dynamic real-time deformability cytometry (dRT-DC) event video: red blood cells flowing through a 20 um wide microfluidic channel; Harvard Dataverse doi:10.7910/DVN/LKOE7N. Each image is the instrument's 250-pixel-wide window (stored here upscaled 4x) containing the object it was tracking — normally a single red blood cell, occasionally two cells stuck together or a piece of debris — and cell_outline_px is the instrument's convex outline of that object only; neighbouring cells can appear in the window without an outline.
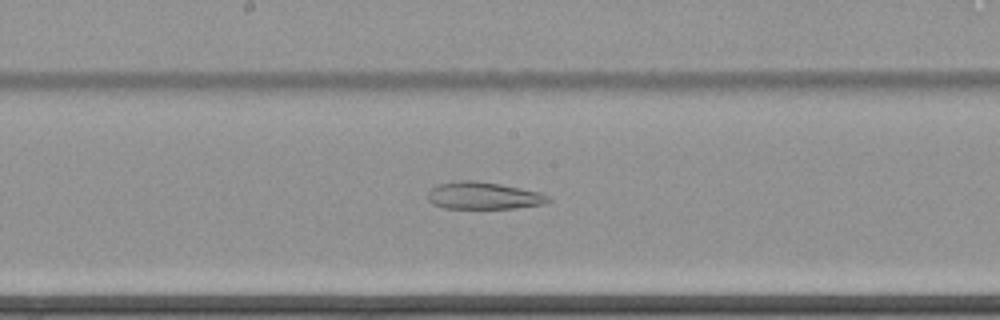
{"species": "common noctule bat (a hibernating species)", "species_latin": "Nyctalus noctula", "temperature_condition": "cold", "stored_images_in_passage": 65, "camera_frame_rate_fps": 3000, "um_per_image_px": 0.085, "animal": {"sex": "female", "body_mass_g": 22.7, "forearm_length_mm": 54.2}, "frame": {"image": 1, "passage_image": 38, "time_ms": 12.333, "image_size_px": [1000, 320], "cell_outline_px": [[552, 200], [544, 204], [516, 208], [444, 208], [432, 204], [428, 200], [428, 192], [436, 184], [456, 180], [476, 180], [500, 184], [540, 192], [548, 196]], "centroid_in_image_um": [41.07, 16.62], "position_along_channel_um": 207.1, "area_um2": 19.25}}
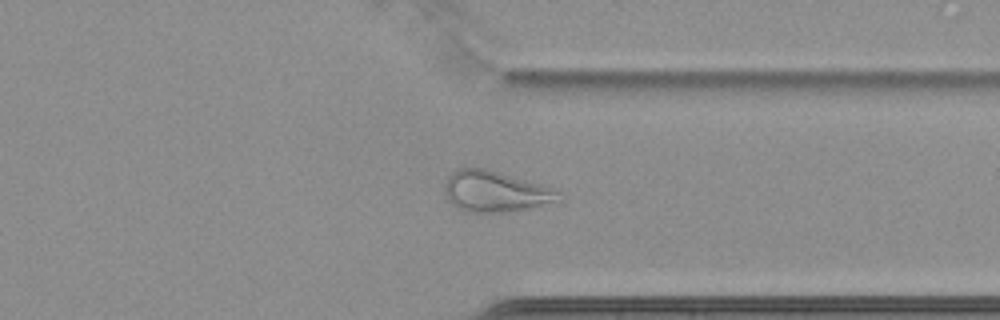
{"frame": {"image": 2, "passage_image": 52, "time_ms": 17.0, "image_size_px": [1000, 320], "cell_outline_px": [[564, 196], [560, 200], [528, 208], [500, 212], [464, 212], [456, 208], [448, 200], [444, 192], [444, 184], [448, 176], [456, 168], [484, 168], [556, 188]], "centroid_in_image_um": [42.08, 16.27], "position_along_channel_um": 369.3, "area_um2": 27.28}}
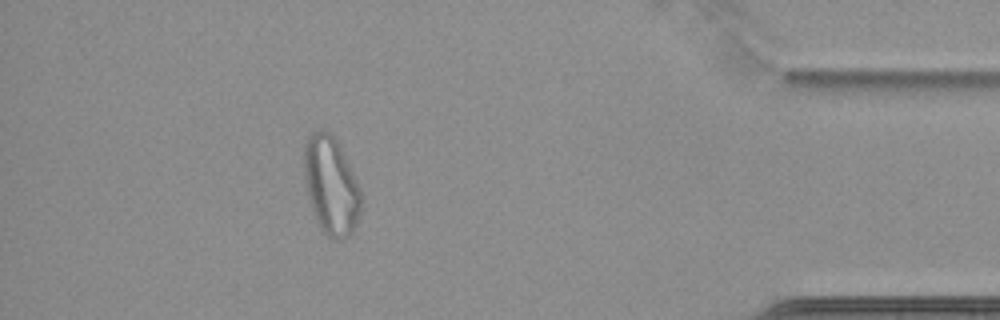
{"frame": {"image": 3, "passage_image": 59, "time_ms": 19.333, "image_size_px": [1000, 320], "cell_outline_px": [[360, 212], [356, 224], [352, 232], [344, 240], [336, 240], [328, 236], [324, 232], [316, 220], [308, 196], [304, 176], [304, 144], [308, 136], [312, 132], [320, 128], [328, 132], [336, 140], [352, 168], [360, 188]], "centroid_in_image_um": [28.13, 15.76], "position_along_channel_um": 407.1, "area_um2": 32.48}}